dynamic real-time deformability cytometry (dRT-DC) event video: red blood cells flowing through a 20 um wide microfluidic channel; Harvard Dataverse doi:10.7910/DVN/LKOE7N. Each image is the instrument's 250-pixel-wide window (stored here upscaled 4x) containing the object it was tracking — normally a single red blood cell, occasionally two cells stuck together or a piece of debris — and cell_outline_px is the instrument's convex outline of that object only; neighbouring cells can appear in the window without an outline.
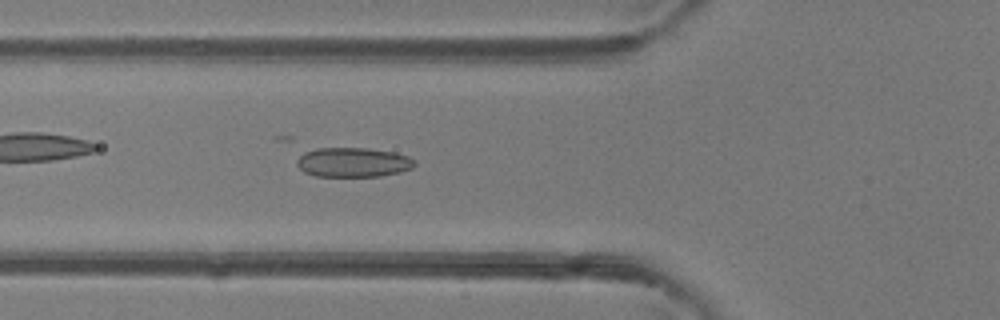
{"species": "common noctule bat (a hibernating species)", "species_latin": "Nyctalus noctula", "temperature_condition": "room temperature", "stored_images_in_passage": 47, "camera_frame_rate_fps": 3000, "um_per_image_px": 0.085, "animal": {"sex": "female"}, "frame": {"image": 1, "passage_image": 17, "time_ms": 5.333, "image_size_px": [1000, 320], "cell_outline_px": [[416, 164], [412, 168], [400, 172], [380, 176], [316, 176], [304, 172], [296, 164], [296, 160], [300, 148], [368, 148], [392, 152], [408, 156], [416, 160]], "centroid_in_image_um": [29.92, 13.77], "position_along_channel_um": 95.9, "area_um2": 20.75}}
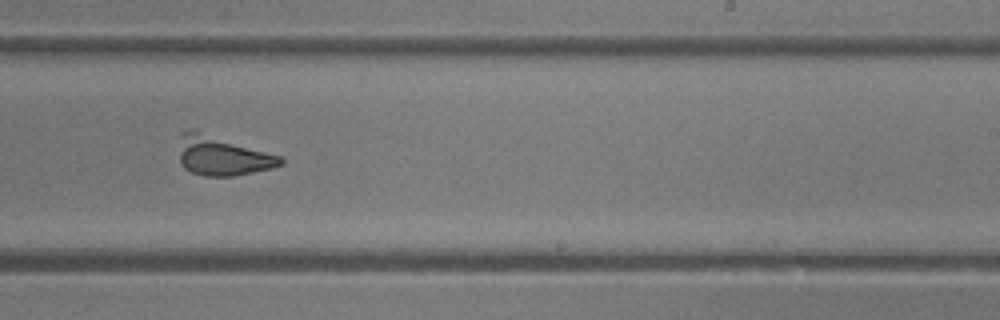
{"frame": {"image": 2, "passage_image": 29, "time_ms": 9.333, "image_size_px": [1000, 320], "cell_outline_px": [[284, 164], [272, 168], [232, 176], [204, 176], [192, 172], [184, 168], [180, 164], [180, 132], [188, 128], [196, 128], [280, 156], [284, 160]], "centroid_in_image_um": [18.85, 13.2], "position_along_channel_um": 270.1, "area_um2": 23.76}}
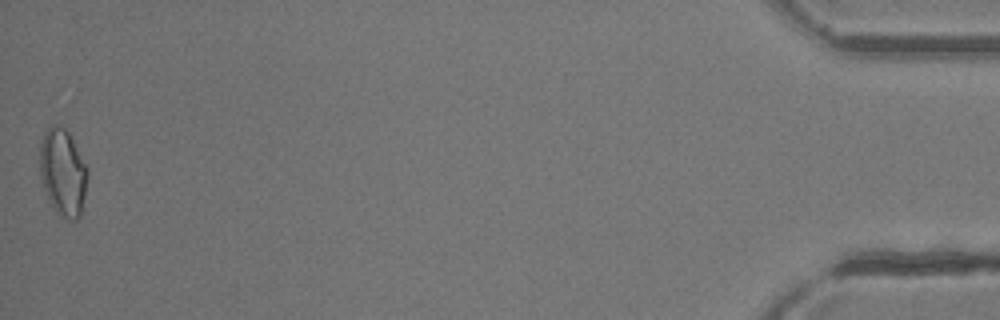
{"frame": {"image": 3, "passage_image": 47, "time_ms": 15.333, "image_size_px": [1000, 320], "cell_outline_px": [[88, 176], [80, 216], [76, 220], [68, 220], [60, 216], [48, 200], [44, 188], [40, 172], [40, 144], [44, 132], [48, 128], [56, 124], [64, 128], [68, 132], [88, 168]], "centroid_in_image_um": [5.35, 14.66], "position_along_channel_um": 429.9, "area_um2": 24.04}}